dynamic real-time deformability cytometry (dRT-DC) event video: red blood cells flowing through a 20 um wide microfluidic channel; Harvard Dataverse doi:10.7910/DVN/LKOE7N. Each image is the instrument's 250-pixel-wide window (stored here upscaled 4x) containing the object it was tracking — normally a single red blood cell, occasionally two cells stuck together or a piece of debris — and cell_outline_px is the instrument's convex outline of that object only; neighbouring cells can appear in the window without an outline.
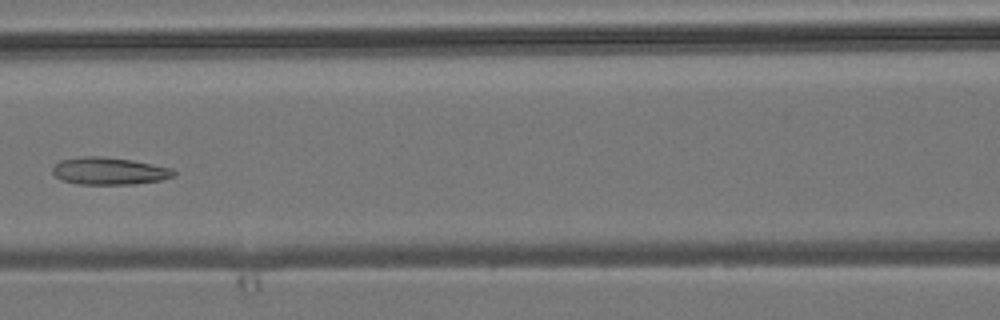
{"species": "common noctule bat (a hibernating species)", "species_latin": "Nyctalus noctula", "temperature_condition": "room temperature", "stored_images_in_passage": 6, "camera_frame_rate_fps": 3000, "um_per_image_px": 0.085, "animal": {"sex": "male", "body_mass_g": 19.2, "forearm_length_mm": 51.8}, "frame": {"image": 1, "passage_image": 6, "time_ms": 5.667, "image_size_px": [1000, 320], "cell_outline_px": [[176, 176], [160, 180], [132, 184], [76, 184], [60, 180], [52, 172], [52, 168], [60, 160], [84, 156], [100, 156], [132, 160], [172, 168], [176, 172]], "centroid_in_image_um": [9.27, 14.54], "position_along_channel_um": 157.3, "area_um2": 19.31}}